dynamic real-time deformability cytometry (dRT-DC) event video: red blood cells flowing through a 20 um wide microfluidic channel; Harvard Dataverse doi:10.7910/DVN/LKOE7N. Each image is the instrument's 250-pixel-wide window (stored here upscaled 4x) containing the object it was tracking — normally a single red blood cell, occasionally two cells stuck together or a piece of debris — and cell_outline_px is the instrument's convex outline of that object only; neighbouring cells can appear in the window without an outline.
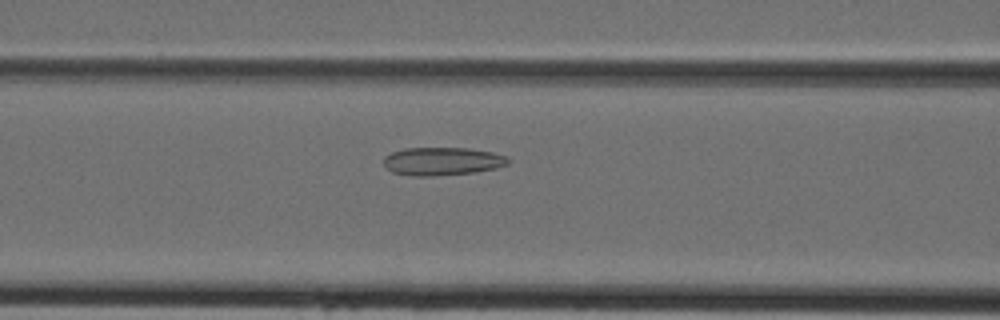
{"species": "Egyptian fruit bat (a non-hibernating species)", "species_latin": "Rousettus aegyptiacus", "temperature_condition": "cold", "stored_images_in_passage": 35, "camera_frame_rate_fps": 3000, "um_per_image_px": 0.085, "animal": {"sex": "female"}, "frame": {"image": 1, "passage_image": 9, "time_ms": 2.667, "image_size_px": [1000, 320], "cell_outline_px": [[512, 160], [508, 164], [496, 168], [476, 172], [432, 176], [412, 176], [392, 172], [384, 164], [384, 156], [392, 152], [404, 148], [468, 148], [492, 152], [508, 156]], "centroid_in_image_um": [37.63, 13.71], "position_along_channel_um": 129.0, "area_um2": 20.52}}
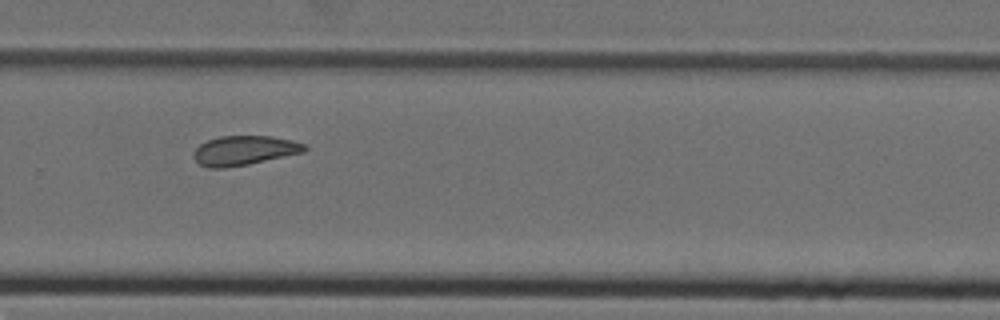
{"frame": {"image": 2, "passage_image": 21, "time_ms": 6.667, "image_size_px": [1000, 320], "cell_outline_px": [[308, 148], [304, 152], [248, 164], [224, 168], [208, 168], [200, 164], [192, 156], [196, 148], [200, 144], [208, 140], [220, 136], [272, 136], [292, 140], [304, 144]], "centroid_in_image_um": [20.75, 12.79], "position_along_channel_um": 309.0, "area_um2": 18.96}}
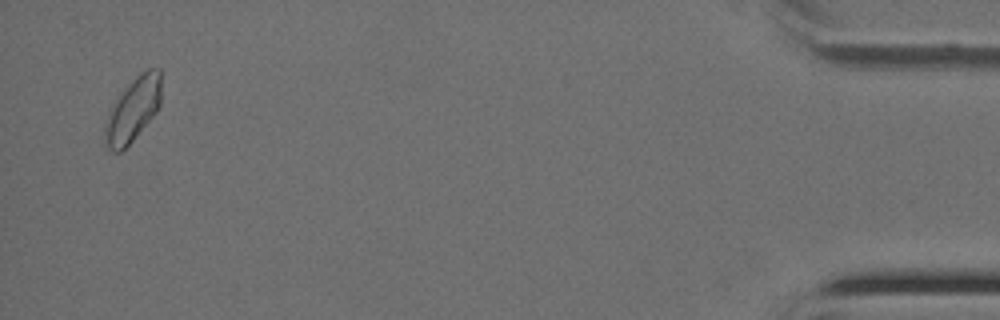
{"frame": {"image": 3, "passage_image": 34, "time_ms": 11.0, "image_size_px": [1000, 320], "cell_outline_px": [[160, 104], [156, 112], [132, 140], [120, 152], [112, 152], [104, 144], [104, 124], [116, 96], [140, 72], [148, 68], [160, 68]], "centroid_in_image_um": [11.27, 9.31], "position_along_channel_um": 423.9, "area_um2": 20.92}}